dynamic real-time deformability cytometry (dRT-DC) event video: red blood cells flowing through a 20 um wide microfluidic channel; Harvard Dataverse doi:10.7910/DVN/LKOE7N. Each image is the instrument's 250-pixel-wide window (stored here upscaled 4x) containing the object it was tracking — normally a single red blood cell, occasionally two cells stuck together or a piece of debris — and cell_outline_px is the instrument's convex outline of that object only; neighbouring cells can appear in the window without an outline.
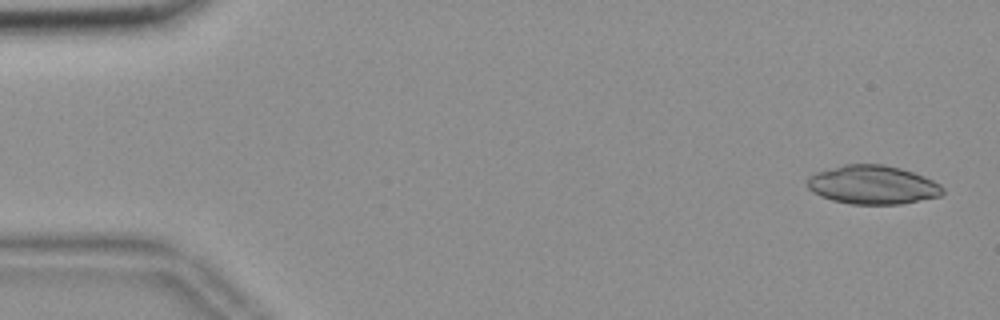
{"species": "common noctule bat (a hibernating species)", "species_latin": "Nyctalus noctula", "temperature_condition": "room temperature", "stored_images_in_passage": 54, "camera_frame_rate_fps": 3000, "um_per_image_px": 0.085, "animal": {"sex": "female", "body_mass_g": 18.4}, "frame": {"image": 1, "passage_image": 2, "time_ms": 0.333, "image_size_px": [1000, 320], "cell_outline_px": [[944, 192], [940, 196], [900, 204], [852, 204], [832, 200], [820, 196], [812, 192], [808, 188], [808, 176], [816, 172], [844, 164], [884, 164], [900, 168], [924, 176], [940, 184], [944, 188]], "centroid_in_image_um": [74.17, 15.71], "position_along_channel_um": 10.8, "area_um2": 30.58}}